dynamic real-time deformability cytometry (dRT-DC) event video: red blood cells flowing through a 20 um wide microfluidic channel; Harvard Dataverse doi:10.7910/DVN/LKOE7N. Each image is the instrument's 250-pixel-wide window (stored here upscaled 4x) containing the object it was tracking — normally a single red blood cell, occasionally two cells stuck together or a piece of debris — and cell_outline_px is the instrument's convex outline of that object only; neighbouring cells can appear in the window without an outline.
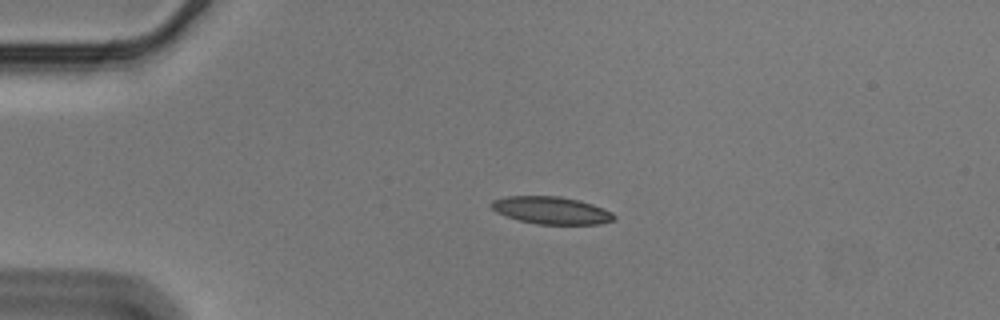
{"species": "Egyptian fruit bat (a non-hibernating species)", "species_latin": "Rousettus aegyptiacus", "temperature_condition": "cold", "stored_images_in_passage": 44, "camera_frame_rate_fps": 3000, "um_per_image_px": 0.085, "animal": {"sex": "male"}, "frame": {"image": 1, "passage_image": 1, "time_ms": 0.0, "image_size_px": [1000, 320], "cell_outline_px": [[616, 216], [612, 220], [600, 224], [536, 224], [520, 220], [496, 212], [488, 204], [492, 200], [508, 196], [560, 196], [580, 200], [604, 208], [612, 212]], "centroid_in_image_um": [46.86, 17.87], "position_along_channel_um": 38.1, "area_um2": 19.59}}
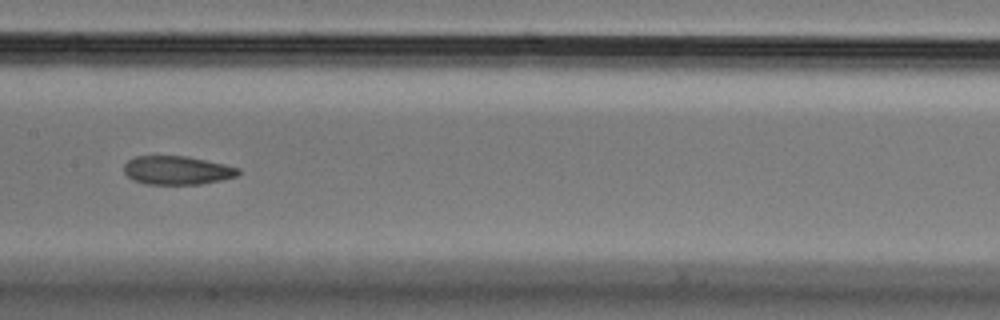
{"frame": {"image": 2, "passage_image": 17, "time_ms": 5.333, "image_size_px": [1000, 320], "cell_outline_px": [[240, 172], [236, 176], [220, 180], [200, 184], [144, 184], [132, 180], [124, 172], [124, 164], [128, 160], [136, 156], [188, 156], [224, 164], [240, 168]], "centroid_in_image_um": [15.03, 14.47], "position_along_channel_um": 192.4, "area_um2": 19.07}}
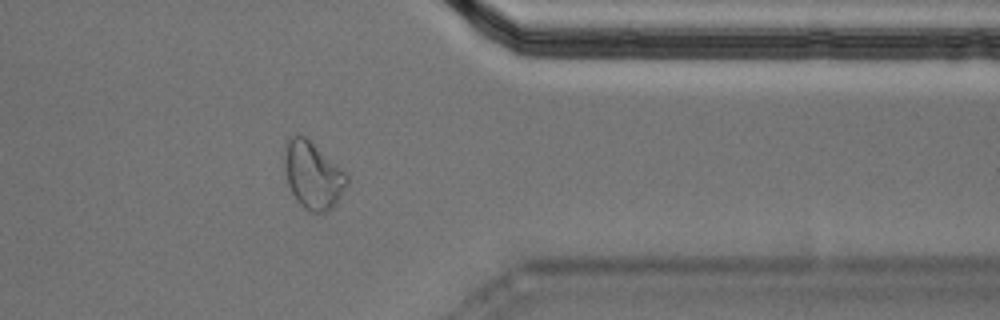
{"frame": {"image": 3, "passage_image": 34, "time_ms": 11.0, "image_size_px": [1000, 320], "cell_outline_px": [[348, 184], [332, 208], [324, 212], [312, 212], [304, 208], [296, 200], [288, 184], [284, 168], [284, 148], [288, 136], [304, 136], [340, 168], [348, 176]], "centroid_in_image_um": [26.56, 14.9], "position_along_channel_um": 384.8, "area_um2": 23.99}, "authors_computed_cell_mechanics": {"area_um2": 20.23, "velocity_mm_per_s": 3.5632, "shape_relaxation_time_tau1_ms": 7.7141, "shape_relaxation_time_tau2_ms": 2.4402, "deformation_change_tau1": 0.1758, "deformation_change_tau2": 0.09}}